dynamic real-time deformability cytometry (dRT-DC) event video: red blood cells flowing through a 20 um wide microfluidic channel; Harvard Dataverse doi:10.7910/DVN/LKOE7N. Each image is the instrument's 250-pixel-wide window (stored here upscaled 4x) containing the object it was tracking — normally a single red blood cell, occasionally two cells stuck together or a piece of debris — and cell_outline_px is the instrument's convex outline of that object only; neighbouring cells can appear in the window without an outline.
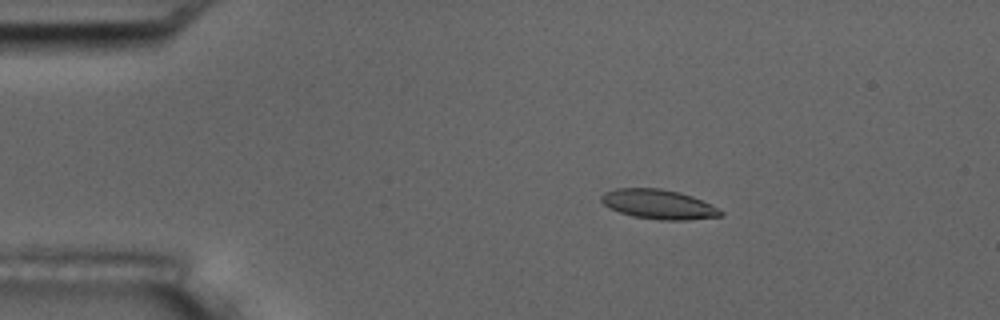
{"species": "common noctule bat (a hibernating species)", "species_latin": "Nyctalus noctula", "temperature_condition": "room temperature", "stored_images_in_passage": 5, "camera_frame_rate_fps": 3000, "um_per_image_px": 0.085, "animal": {"sex": "male", "body_mass_g": 17.5, "forearm_length_mm": 52.3}, "frame": {"image": 1, "passage_image": 3, "time_ms": 2.333, "image_size_px": [1000, 320], "cell_outline_px": [[724, 216], [688, 220], [664, 220], [632, 216], [608, 208], [600, 200], [600, 196], [604, 192], [616, 188], [660, 188], [680, 192], [692, 196], [724, 212]], "centroid_in_image_um": [55.95, 17.36], "position_along_channel_um": 29.1, "area_um2": 20.52}}
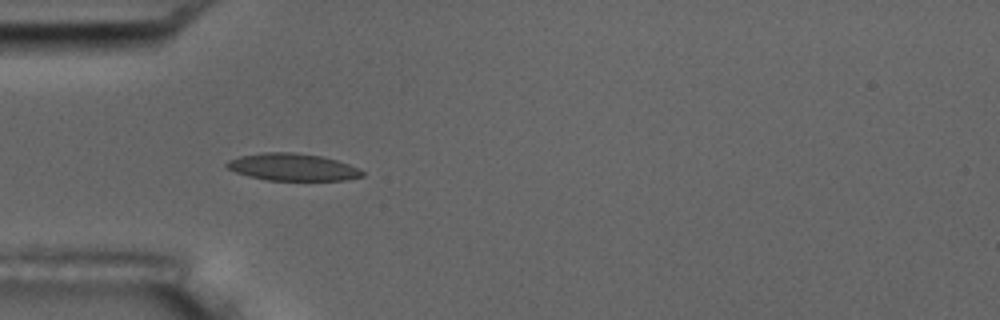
{"frame": {"image": 2, "passage_image": 4, "time_ms": 4.667, "image_size_px": [1000, 320], "cell_outline_px": [[364, 176], [344, 180], [268, 180], [248, 176], [236, 172], [228, 168], [224, 164], [228, 160], [240, 156], [264, 152], [296, 152], [320, 156], [336, 160], [360, 168], [364, 172]], "centroid_in_image_um": [24.87, 14.2], "position_along_channel_um": 60.1, "area_um2": 21.44}}